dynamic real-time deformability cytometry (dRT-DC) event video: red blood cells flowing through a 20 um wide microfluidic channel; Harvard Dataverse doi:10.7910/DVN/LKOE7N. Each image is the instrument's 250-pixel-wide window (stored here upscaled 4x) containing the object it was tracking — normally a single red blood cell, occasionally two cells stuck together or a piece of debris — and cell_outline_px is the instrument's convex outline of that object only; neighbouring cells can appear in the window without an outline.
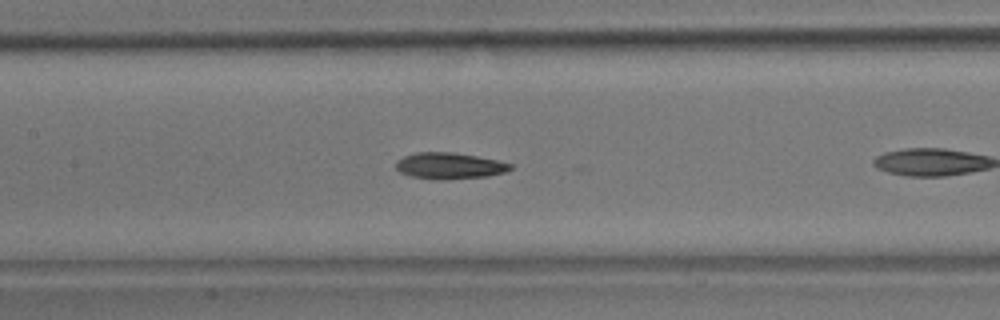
{"species": "common noctule bat (a hibernating species)", "species_latin": "Nyctalus noctula", "temperature_condition": "room temperature", "stored_images_in_passage": 34, "camera_frame_rate_fps": 3000, "um_per_image_px": 0.085, "animal": {"sex": "male", "body_mass_g": 17.9}, "frame": {"image": 1, "passage_image": 12, "time_ms": 3.667, "image_size_px": [1000, 320], "cell_outline_px": [[512, 168], [504, 172], [488, 176], [448, 180], [432, 180], [412, 176], [400, 172], [396, 168], [396, 160], [404, 156], [416, 152], [452, 152], [476, 156], [496, 160], [512, 164]], "centroid_in_image_um": [38.17, 14.1], "position_along_channel_um": 169.2, "area_um2": 17.63}, "authors_computed_cell_mechanics": {"area_um2": 17.2244, "velocity_mm_per_s": 3.64, "shape_relaxation_time_tau1_ms": 3.1802, "shape_relaxation_time_tau2_ms": 1.8396, "deformation_change_tau1": 0.1192, "deformation_change_tau2": 0.091}}